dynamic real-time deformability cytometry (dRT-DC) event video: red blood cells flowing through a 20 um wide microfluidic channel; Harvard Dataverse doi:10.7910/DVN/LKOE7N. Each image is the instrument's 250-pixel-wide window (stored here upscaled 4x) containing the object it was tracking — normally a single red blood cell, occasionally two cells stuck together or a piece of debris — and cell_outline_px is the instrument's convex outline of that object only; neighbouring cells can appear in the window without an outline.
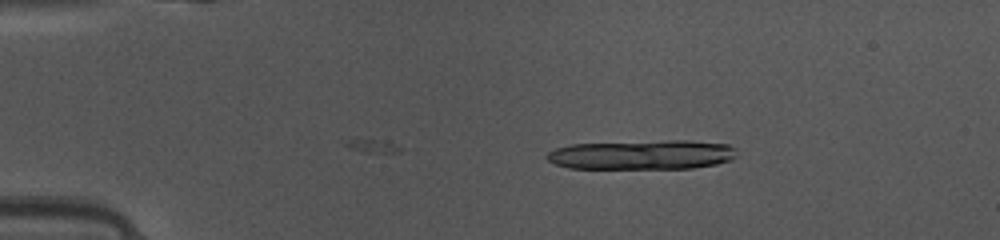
{"species": "common noctule bat (a hibernating species)", "species_latin": "Nyctalus noctula", "temperature_condition": "warm", "stored_images_in_passage": 9, "camera_frame_rate_fps": 3000, "um_per_image_px": 0.085, "animal": {"sex": "female", "body_mass_g": 10.0, "forearm_length_mm": 53.1}, "frame": {"image": 1, "passage_image": 9, "time_ms": 2.667, "image_size_px": [1000, 240], "cell_outline_px": [[736, 156], [732, 160], [716, 164], [692, 168], [568, 168], [556, 164], [548, 160], [544, 156], [548, 152], [556, 148], [572, 144], [664, 140], [688, 140], [728, 144], [736, 148]], "centroid_in_image_um": [54.6, 13.14], "position_along_channel_um": 30.4, "area_um2": 32.77}}